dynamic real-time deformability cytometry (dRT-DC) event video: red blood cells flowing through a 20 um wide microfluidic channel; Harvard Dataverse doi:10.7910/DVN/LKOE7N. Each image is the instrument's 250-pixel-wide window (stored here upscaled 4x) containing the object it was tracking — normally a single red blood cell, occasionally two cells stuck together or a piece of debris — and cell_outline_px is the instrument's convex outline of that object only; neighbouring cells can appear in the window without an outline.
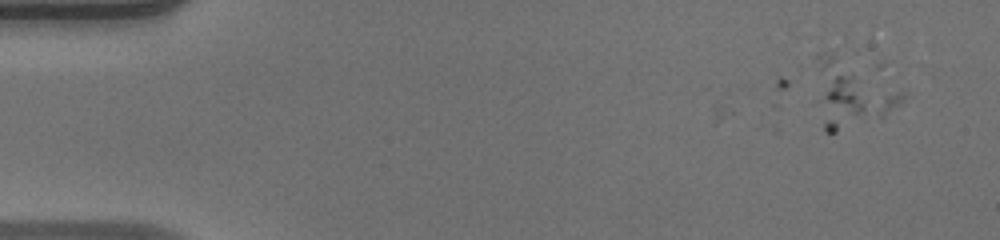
{"species": "human", "species_latin": "Homo sapiens", "temperature_condition": "warm", "stored_images_in_passage": 4, "camera_frame_rate_fps": 3000, "um_per_image_px": 0.085, "donor": {"sex": "male"}, "frame": {"image": 1, "passage_image": 3, "time_ms": 0.667, "image_size_px": [1000, 240], "cell_outline_px": [[904, 96], [900, 104], [884, 116], [864, 120], [828, 100], [824, 96], [812, 56], [816, 52], [832, 48], [904, 92]], "centroid_in_image_um": [72.66, 7.32], "position_along_channel_um": 12.3, "area_um2": 26.93}}